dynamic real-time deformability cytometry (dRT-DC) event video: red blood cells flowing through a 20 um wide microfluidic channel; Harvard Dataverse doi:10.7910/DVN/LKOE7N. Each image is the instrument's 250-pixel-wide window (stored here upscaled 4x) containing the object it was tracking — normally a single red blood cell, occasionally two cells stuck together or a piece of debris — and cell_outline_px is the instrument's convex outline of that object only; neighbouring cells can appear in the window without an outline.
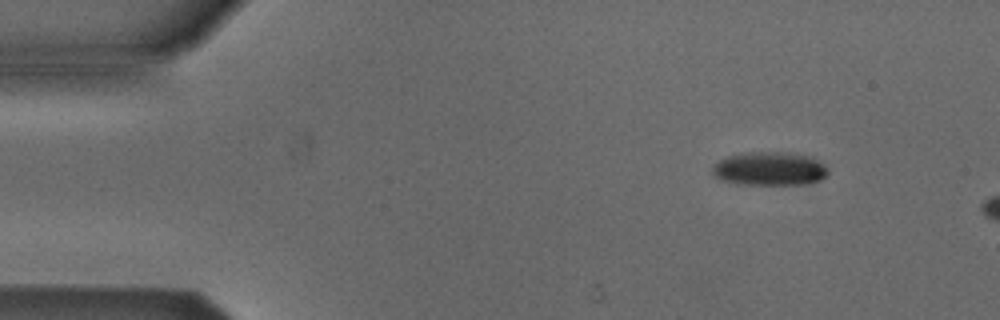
{"species": "Egyptian fruit bat (a non-hibernating species)", "species_latin": "Rousettus aegyptiacus", "temperature_condition": "cold", "stored_images_in_passage": 3, "camera_frame_rate_fps": 3000, "um_per_image_px": 0.085, "animal": {"sex": "male"}, "frame": {"image": 1, "passage_image": 1, "time_ms": 0.0, "image_size_px": [1000, 320], "cell_outline_px": [[828, 172], [820, 180], [800, 184], [736, 184], [720, 180], [712, 176], [712, 168], [720, 160], [728, 156], [748, 152], [784, 152], [812, 156], [824, 164], [828, 168]], "centroid_in_image_um": [65.4, 14.34], "position_along_channel_um": 19.6, "area_um2": 22.66}}